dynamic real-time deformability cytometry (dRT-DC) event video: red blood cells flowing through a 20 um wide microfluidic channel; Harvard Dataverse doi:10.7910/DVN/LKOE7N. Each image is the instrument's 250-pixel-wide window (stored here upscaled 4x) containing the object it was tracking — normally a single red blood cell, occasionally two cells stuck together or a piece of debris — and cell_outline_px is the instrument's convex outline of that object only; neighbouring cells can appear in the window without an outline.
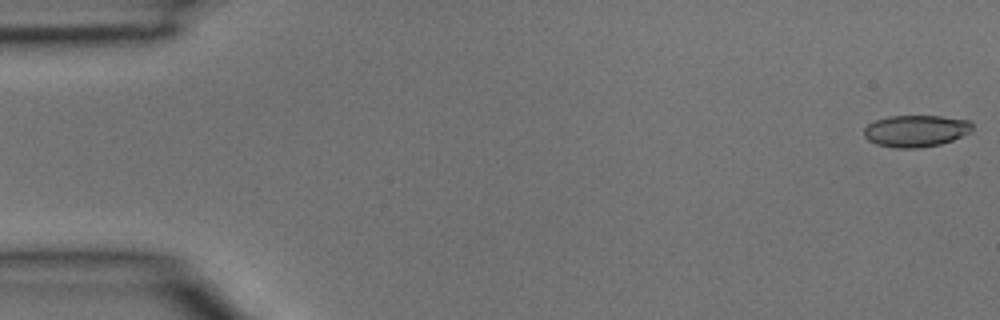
{"species": "common noctule bat (a hibernating species)", "species_latin": "Nyctalus noctula", "temperature_condition": "room temperature", "stored_images_in_passage": 7, "camera_frame_rate_fps": 3000, "um_per_image_px": 0.085, "animal": {"sex": "male", "body_mass_g": 15.6}, "frame": {"image": 1, "passage_image": 1, "time_ms": 0.0, "image_size_px": [1000, 320], "cell_outline_px": [[972, 132], [952, 140], [940, 144], [920, 148], [896, 148], [876, 144], [868, 140], [864, 136], [864, 128], [868, 124], [876, 120], [888, 116], [940, 116], [968, 120], [972, 124]], "centroid_in_image_um": [77.84, 11.13], "position_along_channel_um": 7.2, "area_um2": 20.11}}